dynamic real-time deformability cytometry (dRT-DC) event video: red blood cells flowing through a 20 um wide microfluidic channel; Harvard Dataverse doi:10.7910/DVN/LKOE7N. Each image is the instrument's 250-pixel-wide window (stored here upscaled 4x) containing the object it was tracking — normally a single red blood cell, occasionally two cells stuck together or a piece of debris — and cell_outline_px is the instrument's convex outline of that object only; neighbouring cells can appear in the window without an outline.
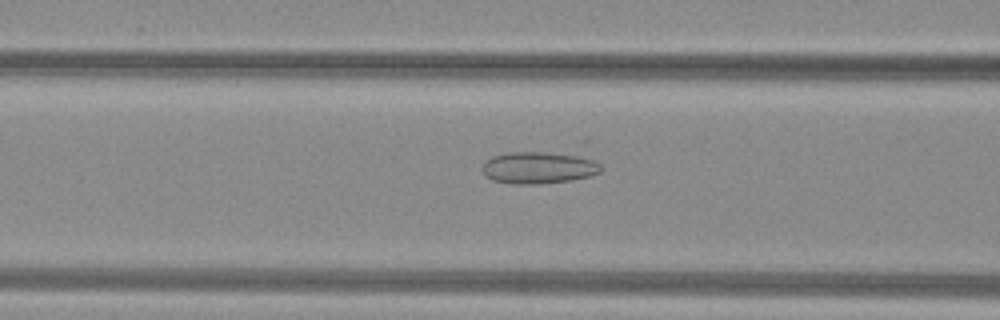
{"species": "common noctule bat (a hibernating species)", "species_latin": "Nyctalus noctula", "temperature_condition": "warm", "stored_images_in_passage": 30, "camera_frame_rate_fps": 3000, "um_per_image_px": 0.085, "animal": {"sex": "female", "body_mass_g": 29.2, "forearm_length_mm": 56.3}, "frame": {"image": 1, "passage_image": 11, "time_ms": 3.333, "image_size_px": [1000, 320], "cell_outline_px": [[600, 172], [588, 176], [572, 180], [536, 184], [512, 184], [492, 180], [484, 176], [480, 168], [484, 160], [492, 156], [508, 152], [584, 136], [588, 140], [600, 164]], "centroid_in_image_um": [46.23, 13.89], "position_along_channel_um": 120.4, "area_um2": 28.55}}
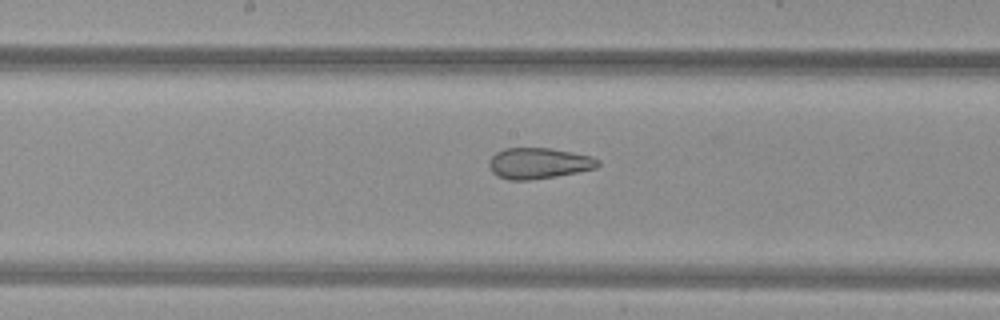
{"frame": {"image": 2, "passage_image": 17, "time_ms": 5.333, "image_size_px": [1000, 320], "cell_outline_px": [[600, 164], [596, 168], [556, 176], [528, 180], [508, 180], [496, 176], [488, 168], [488, 160], [496, 152], [504, 148], [548, 148], [572, 152], [592, 156], [600, 160]], "centroid_in_image_um": [45.75, 13.88], "position_along_channel_um": 202.5, "area_um2": 19.77}}
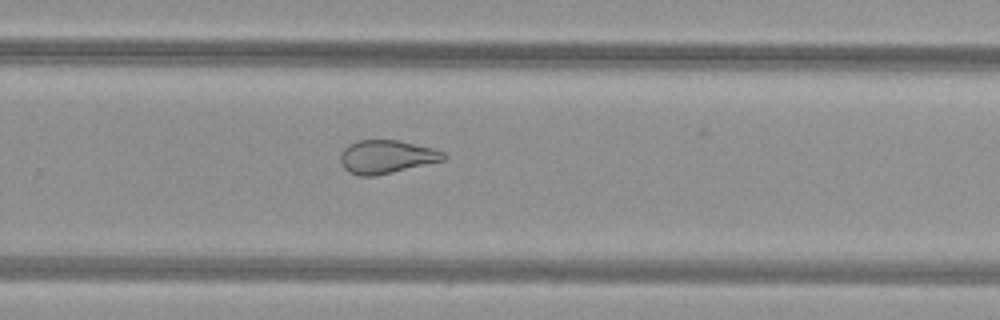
{"frame": {"image": 3, "passage_image": 24, "time_ms": 7.667, "image_size_px": [1000, 320], "cell_outline_px": [[448, 156], [444, 160], [376, 176], [360, 176], [348, 172], [344, 168], [340, 160], [340, 156], [344, 148], [348, 144], [356, 140], [396, 140], [432, 148], [444, 152]], "centroid_in_image_um": [32.83, 13.33], "position_along_channel_um": 297.0, "area_um2": 20.0}}